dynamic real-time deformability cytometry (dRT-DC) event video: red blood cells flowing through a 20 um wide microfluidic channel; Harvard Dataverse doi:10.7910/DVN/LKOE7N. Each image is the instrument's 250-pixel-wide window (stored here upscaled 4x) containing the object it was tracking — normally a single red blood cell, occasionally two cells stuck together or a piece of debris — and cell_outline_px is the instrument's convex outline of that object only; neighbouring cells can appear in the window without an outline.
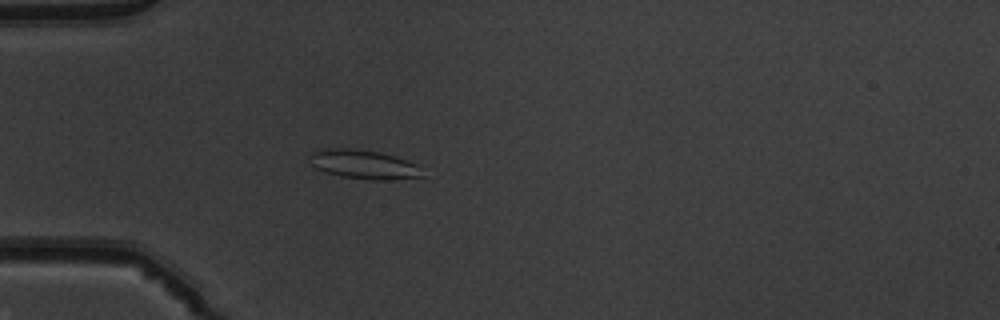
{"species": "common noctule bat (a hibernating species)", "species_latin": "Nyctalus noctula", "temperature_condition": "warm", "stored_images_in_passage": 51, "camera_frame_rate_fps": 3000, "um_per_image_px": 0.085, "animal": {"sex": "male", "body_mass_g": 19.5, "forearm_length_mm": 54.6}, "frame": {"image": 1, "passage_image": 15, "time_ms": 4.667, "image_size_px": [1000, 320], "cell_outline_px": [[424, 176], [388, 180], [376, 180], [344, 176], [324, 172], [308, 164], [308, 152], [320, 148], [344, 148], [380, 152], [416, 164]], "centroid_in_image_um": [30.78, 13.96], "position_along_channel_um": 54.2, "area_um2": 19.02}}
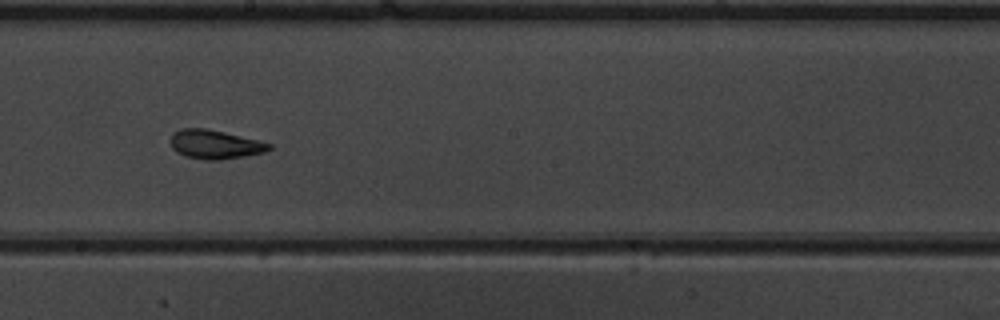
{"frame": {"image": 2, "passage_image": 29, "time_ms": 9.333, "image_size_px": [1000, 320], "cell_outline_px": [[272, 148], [264, 152], [244, 156], [220, 160], [208, 160], [184, 156], [176, 152], [172, 148], [168, 140], [172, 132], [180, 128], [204, 128], [224, 132], [260, 140], [272, 144]], "centroid_in_image_um": [18.23, 12.26], "position_along_channel_um": 230.0, "area_um2": 16.88}}
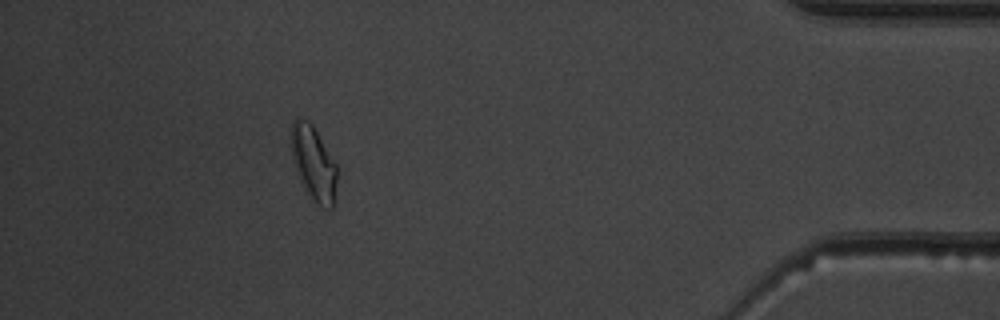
{"frame": {"image": 3, "passage_image": 46, "time_ms": 15.0, "image_size_px": [1000, 320], "cell_outline_px": [[336, 184], [332, 208], [328, 208], [312, 200], [304, 188], [296, 172], [292, 160], [288, 136], [292, 120], [308, 120], [312, 124], [336, 164]], "centroid_in_image_um": [26.59, 13.82], "position_along_channel_um": 408.6, "area_um2": 19.88}, "authors_computed_cell_mechanics": {"area_um2": 17.7446, "velocity_mm_per_s": 3.9911, "shape_relaxation_time_tau1_ms": null, "shape_relaxation_time_tau2_ms": 1.7488, "deformation_change_tau1": null, "deformation_change_tau2": 0.0838}}